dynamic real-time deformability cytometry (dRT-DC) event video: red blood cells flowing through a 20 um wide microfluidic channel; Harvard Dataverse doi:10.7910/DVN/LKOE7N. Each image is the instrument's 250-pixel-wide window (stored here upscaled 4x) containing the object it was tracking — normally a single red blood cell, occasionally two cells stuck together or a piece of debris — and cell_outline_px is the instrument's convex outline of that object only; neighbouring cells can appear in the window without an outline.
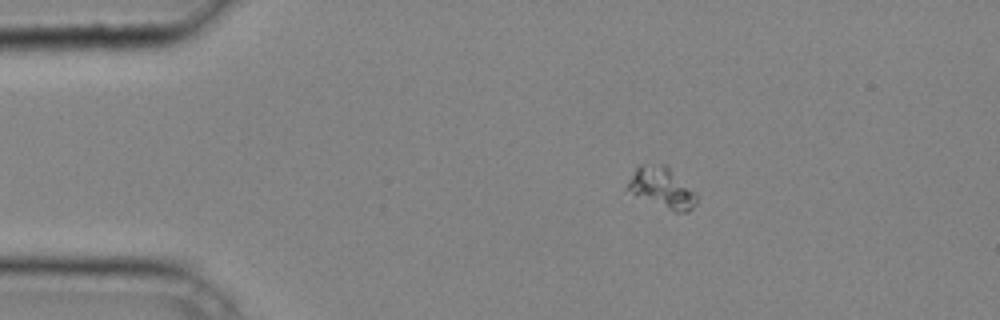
{"species": "common noctule bat (a hibernating species)", "species_latin": "Nyctalus noctula", "temperature_condition": "cold", "stored_images_in_passage": 35, "camera_frame_rate_fps": 3000, "um_per_image_px": 0.085, "animal": {"sex": "male", "body_mass_g": 20.4}, "frame": {"image": 1, "passage_image": 1, "time_ms": 0.0, "image_size_px": [1000, 320], "cell_outline_px": [[696, 204], [688, 212], [676, 212], [632, 192], [624, 188], [628, 180], [636, 168], [640, 164], [664, 164], [696, 192]], "centroid_in_image_um": [56.27, 15.93], "position_along_channel_um": 28.7, "area_um2": 15.84}}